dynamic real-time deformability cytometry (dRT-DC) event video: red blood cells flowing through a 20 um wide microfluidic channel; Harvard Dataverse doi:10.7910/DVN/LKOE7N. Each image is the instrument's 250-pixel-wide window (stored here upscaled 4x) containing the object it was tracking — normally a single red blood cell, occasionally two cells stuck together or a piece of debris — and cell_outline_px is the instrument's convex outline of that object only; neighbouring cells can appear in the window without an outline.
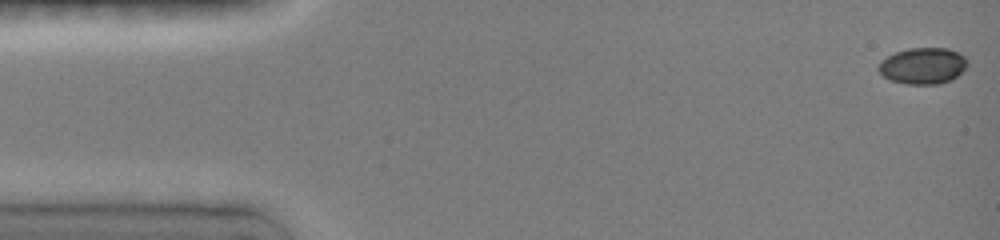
{"species": "common noctule bat (a hibernating species)", "species_latin": "Nyctalus noctula", "temperature_condition": "room temperature", "stored_images_in_passage": 5, "camera_frame_rate_fps": 3000, "um_per_image_px": 0.085, "animal": {"sex": "female", "body_mass_g": 19.0, "forearm_length_mm": 51.5}, "frame": {"image": 1, "passage_image": 1, "time_ms": 0.0, "image_size_px": [1000, 240], "cell_outline_px": [[968, 64], [956, 76], [940, 84], [908, 84], [888, 80], [876, 68], [880, 60], [896, 52], [908, 48], [948, 48], [964, 56], [968, 60]], "centroid_in_image_um": [78.41, 5.59], "position_along_channel_um": 6.6, "area_um2": 18.79}}
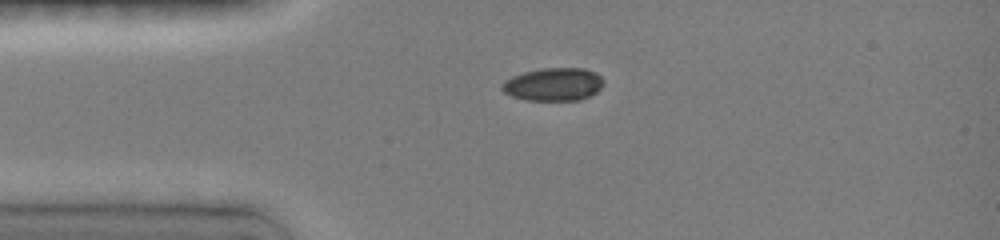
{"frame": {"image": 2, "passage_image": 4, "time_ms": 3.333, "image_size_px": [1000, 240], "cell_outline_px": [[604, 84], [596, 92], [580, 100], [524, 100], [512, 96], [504, 92], [500, 88], [500, 84], [504, 80], [512, 76], [524, 72], [544, 68], [584, 68], [596, 72], [604, 80]], "centroid_in_image_um": [47.03, 7.16], "position_along_channel_um": 38.0, "area_um2": 19.65}}